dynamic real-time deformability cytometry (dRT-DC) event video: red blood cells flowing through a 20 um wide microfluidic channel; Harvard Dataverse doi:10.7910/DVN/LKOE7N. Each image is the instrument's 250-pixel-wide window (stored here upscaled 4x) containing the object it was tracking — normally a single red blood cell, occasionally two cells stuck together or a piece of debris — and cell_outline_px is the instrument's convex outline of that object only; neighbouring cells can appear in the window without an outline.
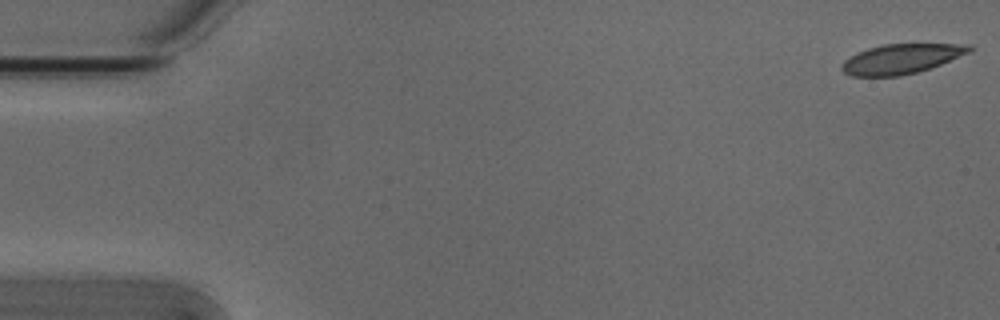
{"species": "Egyptian fruit bat (a non-hibernating species)", "species_latin": "Rousettus aegyptiacus", "temperature_condition": "cold", "stored_images_in_passage": 44, "camera_frame_rate_fps": 3000, "um_per_image_px": 0.085, "animal": {"sex": "male"}, "frame": {"image": 1, "passage_image": 1, "time_ms": 0.0, "image_size_px": [1000, 320], "cell_outline_px": [[976, 48], [968, 52], [940, 64], [916, 72], [900, 76], [852, 76], [844, 72], [840, 68], [840, 64], [844, 60], [856, 52], [868, 48], [884, 44], [972, 44]], "centroid_in_image_um": [76.57, 4.99], "position_along_channel_um": 8.4, "area_um2": 22.02}}
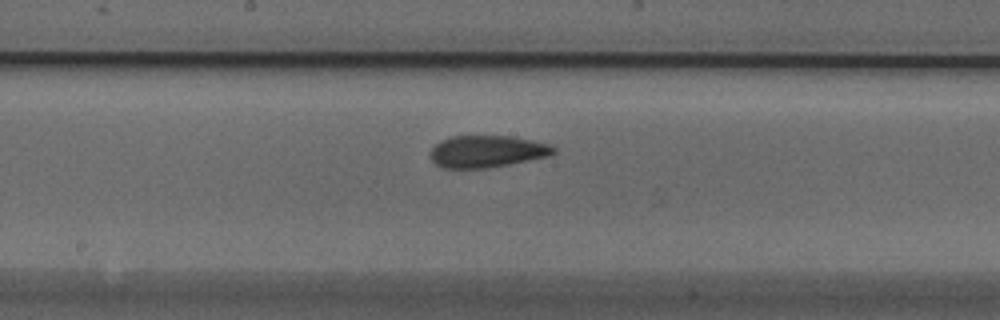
{"frame": {"image": 2, "passage_image": 28, "time_ms": 9.0, "image_size_px": [1000, 320], "cell_outline_px": [[556, 152], [548, 156], [488, 168], [444, 168], [436, 164], [432, 160], [432, 148], [440, 140], [452, 136], [512, 136], [532, 140], [548, 144], [556, 148]], "centroid_in_image_um": [41.4, 12.86], "position_along_channel_um": 206.8, "area_um2": 22.77}}
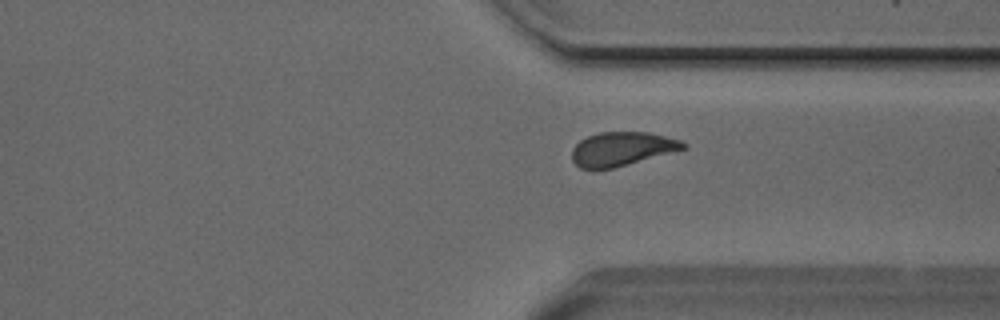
{"frame": {"image": 3, "passage_image": 40, "time_ms": 13.0, "image_size_px": [1000, 320], "cell_outline_px": [[688, 148], [612, 168], [580, 168], [572, 160], [572, 148], [580, 140], [588, 136], [600, 132], [648, 132], [680, 140], [688, 144]], "centroid_in_image_um": [52.87, 12.64], "position_along_channel_um": 358.5, "area_um2": 21.73}}